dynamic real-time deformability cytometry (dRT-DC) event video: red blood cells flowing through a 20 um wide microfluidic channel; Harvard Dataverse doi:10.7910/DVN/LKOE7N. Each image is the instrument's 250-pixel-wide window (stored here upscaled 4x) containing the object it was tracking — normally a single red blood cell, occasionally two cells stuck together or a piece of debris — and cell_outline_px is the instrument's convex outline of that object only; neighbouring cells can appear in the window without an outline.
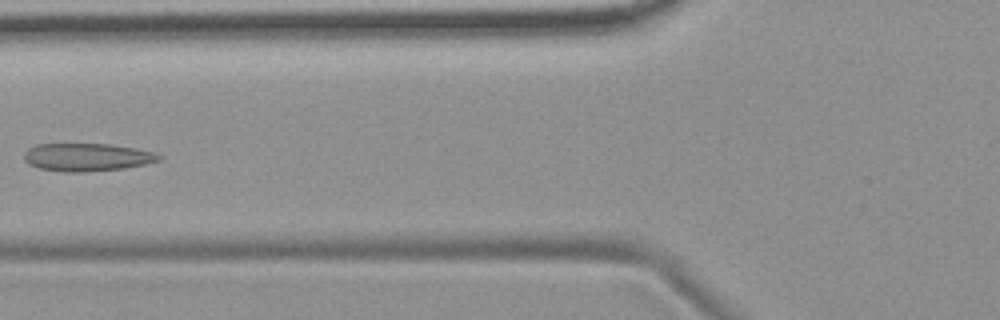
{"species": "common noctule bat (a hibernating species)", "species_latin": "Nyctalus noctula", "temperature_condition": "room temperature", "stored_images_in_passage": 7, "camera_frame_rate_fps": 3000, "um_per_image_px": 0.085, "animal": {"sex": "female", "body_mass_g": 19.9}, "frame": {"image": 1, "passage_image": 6, "time_ms": 6.0, "image_size_px": [1000, 320], "cell_outline_px": [[164, 156], [160, 160], [144, 164], [124, 168], [84, 172], [64, 172], [40, 168], [28, 164], [24, 160], [24, 152], [28, 148], [36, 144], [112, 144], [136, 148], [156, 152]], "centroid_in_image_um": [7.41, 13.35], "position_along_channel_um": 118.4, "area_um2": 22.08}}
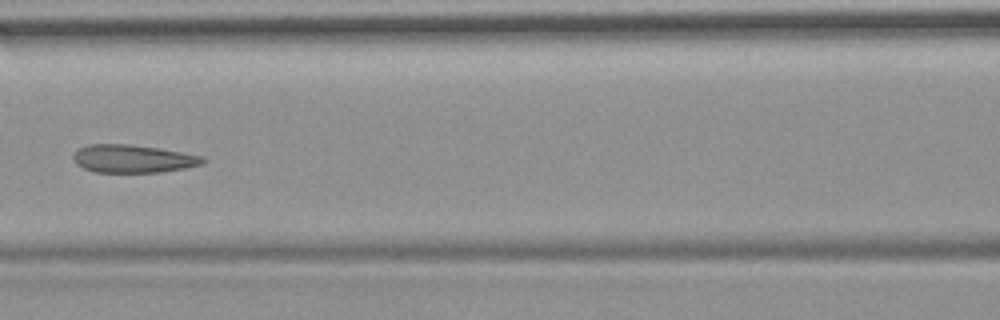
{"frame": {"image": 2, "passage_image": 7, "time_ms": 7.0, "image_size_px": [1000, 320], "cell_outline_px": [[208, 160], [204, 164], [184, 168], [160, 172], [96, 172], [84, 168], [76, 164], [72, 160], [72, 156], [76, 148], [88, 144], [132, 144], [160, 148], [204, 156]], "centroid_in_image_um": [11.3, 13.48], "position_along_channel_um": 155.3, "area_um2": 21.44}}